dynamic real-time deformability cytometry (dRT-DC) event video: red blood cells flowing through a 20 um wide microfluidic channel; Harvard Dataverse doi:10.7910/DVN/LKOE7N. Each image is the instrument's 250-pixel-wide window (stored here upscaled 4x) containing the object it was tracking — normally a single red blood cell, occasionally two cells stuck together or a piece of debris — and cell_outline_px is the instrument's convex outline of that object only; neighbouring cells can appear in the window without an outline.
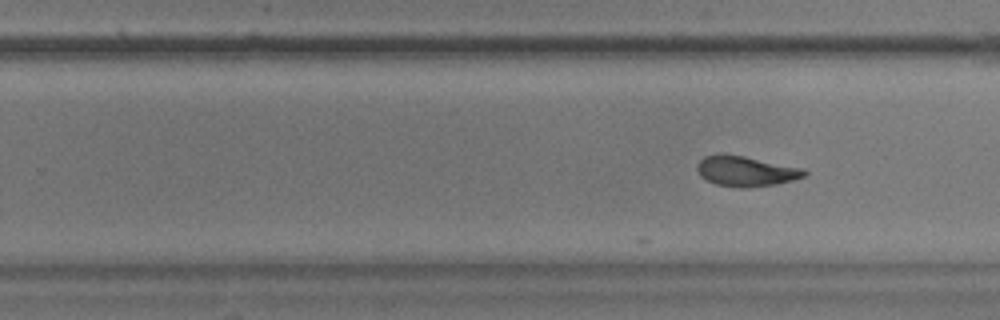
{"species": "common noctule bat (a hibernating species)", "species_latin": "Nyctalus noctula", "temperature_condition": "warm", "stored_images_in_passage": 34, "camera_frame_rate_fps": 3000, "um_per_image_px": 0.085, "animal": {"sex": "male", "body_mass_g": 17.9}, "frame": {"image": 1, "passage_image": 34, "time_ms": 11.0, "image_size_px": [1000, 320], "cell_outline_px": [[808, 172], [804, 176], [792, 180], [776, 184], [716, 184], [700, 176], [696, 168], [696, 164], [704, 156], [720, 152], [744, 156], [804, 168]], "centroid_in_image_um": [63.37, 14.47], "position_along_channel_um": 266.4, "area_um2": 18.15}}